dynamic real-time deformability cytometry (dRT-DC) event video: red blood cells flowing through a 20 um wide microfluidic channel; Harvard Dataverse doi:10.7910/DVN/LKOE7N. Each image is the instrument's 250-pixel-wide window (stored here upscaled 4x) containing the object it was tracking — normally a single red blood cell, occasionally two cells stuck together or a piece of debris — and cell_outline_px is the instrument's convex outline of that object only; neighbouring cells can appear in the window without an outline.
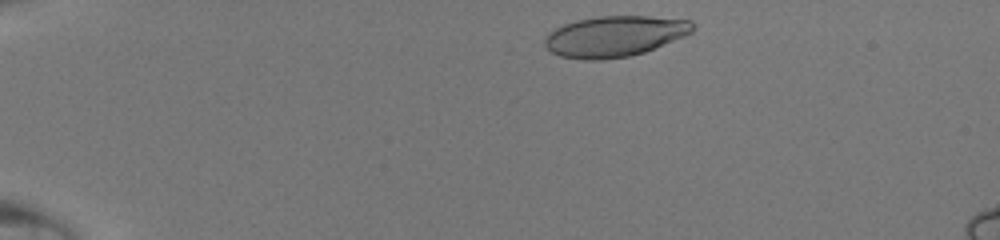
{"species": "human", "species_latin": "Homo sapiens", "temperature_condition": "room temperature", "stored_images_in_passage": 40, "camera_frame_rate_fps": 3000, "um_per_image_px": 0.085, "donor": {"sex": "male"}, "frame": {"image": 1, "passage_image": 2, "time_ms": 0.333, "image_size_px": [1000, 240], "cell_outline_px": [[696, 28], [692, 32], [684, 36], [644, 52], [628, 56], [600, 60], [584, 60], [560, 56], [552, 52], [544, 44], [544, 40], [548, 32], [564, 24], [576, 20], [596, 16], [648, 16], [692, 20]], "centroid_in_image_um": [52.24, 3.07], "position_along_channel_um": 32.8, "area_um2": 35.2}}
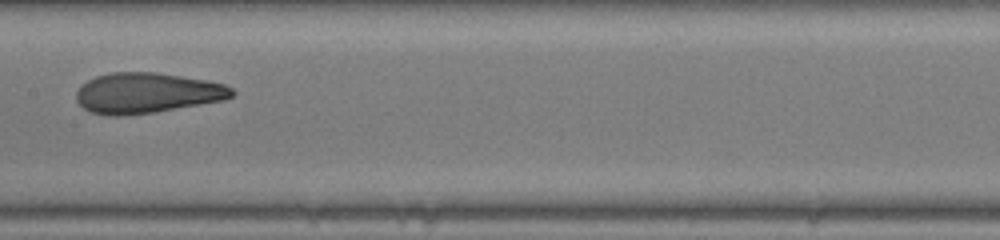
{"frame": {"image": 2, "passage_image": 19, "time_ms": 6.0, "image_size_px": [1000, 240], "cell_outline_px": [[236, 92], [232, 96], [224, 100], [156, 112], [120, 116], [108, 116], [92, 112], [84, 108], [76, 100], [76, 92], [88, 80], [96, 76], [112, 72], [156, 72], [204, 80], [224, 84], [232, 88]], "centroid_in_image_um": [12.49, 7.91], "position_along_channel_um": 194.9, "area_um2": 36.53}}
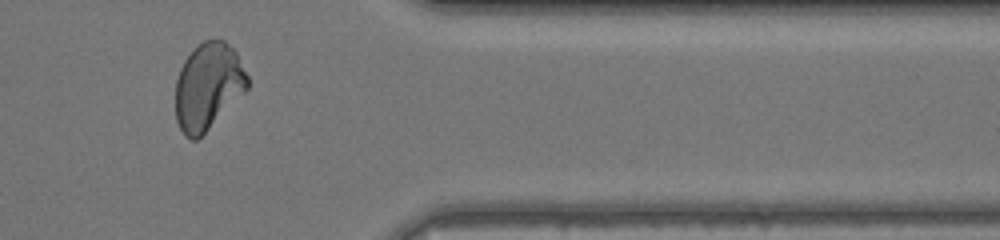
{"frame": {"image": 3, "passage_image": 33, "time_ms": 10.667, "image_size_px": [1000, 240], "cell_outline_px": [[248, 88], [196, 140], [192, 140], [184, 136], [176, 120], [176, 80], [180, 68], [184, 60], [204, 40], [224, 40], [236, 52], [248, 76]], "centroid_in_image_um": [17.67, 7.33], "position_along_channel_um": 393.7, "area_um2": 35.72}}